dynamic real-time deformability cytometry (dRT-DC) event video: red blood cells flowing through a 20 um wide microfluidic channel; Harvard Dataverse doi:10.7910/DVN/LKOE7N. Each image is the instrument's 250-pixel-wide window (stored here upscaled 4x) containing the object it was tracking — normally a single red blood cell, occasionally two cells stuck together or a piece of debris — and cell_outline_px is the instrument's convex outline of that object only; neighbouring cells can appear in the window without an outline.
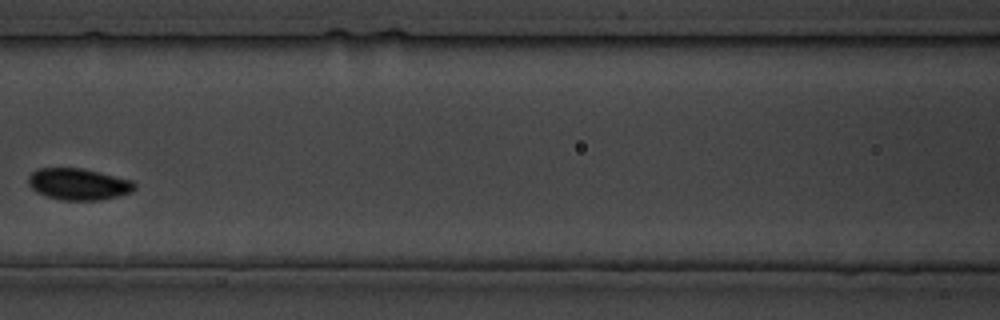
{"species": "common noctule bat (a hibernating species)", "species_latin": "Nyctalus noctula", "temperature_condition": "cold", "stored_images_in_passage": 10, "camera_frame_rate_fps": 3000, "um_per_image_px": 0.085, "animal": {"sex": "male", "body_mass_g": 19.5, "forearm_length_mm": 54.6}, "frame": {"image": 1, "passage_image": 9, "time_ms": 9.333, "image_size_px": [1000, 320], "cell_outline_px": [[136, 188], [132, 192], [100, 200], [64, 200], [48, 196], [36, 192], [28, 184], [28, 176], [36, 168], [84, 168], [132, 180], [136, 184]], "centroid_in_image_um": [6.67, 15.64], "position_along_channel_um": 159.9, "area_um2": 19.59}}